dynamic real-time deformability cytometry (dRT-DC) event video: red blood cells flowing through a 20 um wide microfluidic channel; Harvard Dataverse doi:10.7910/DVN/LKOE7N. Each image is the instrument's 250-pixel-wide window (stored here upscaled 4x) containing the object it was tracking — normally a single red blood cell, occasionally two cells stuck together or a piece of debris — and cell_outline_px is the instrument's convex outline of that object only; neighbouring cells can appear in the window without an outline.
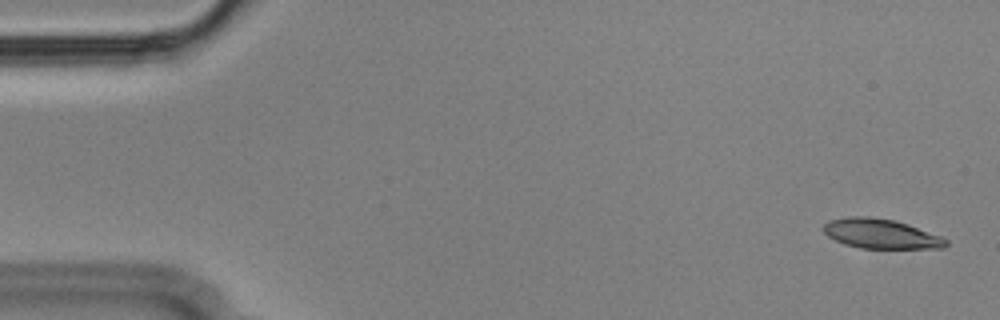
{"species": "Egyptian fruit bat (a non-hibernating species)", "species_latin": "Rousettus aegyptiacus", "temperature_condition": "cold", "stored_images_in_passage": 56, "camera_frame_rate_fps": 3000, "um_per_image_px": 0.085, "animal": {"sex": "male"}, "frame": {"image": 1, "passage_image": 2, "time_ms": 0.333, "image_size_px": [1000, 320], "cell_outline_px": [[948, 244], [944, 248], [860, 248], [844, 244], [828, 236], [824, 232], [824, 224], [828, 220], [848, 216], [868, 216], [892, 220], [908, 224], [940, 236], [948, 240]], "centroid_in_image_um": [74.86, 19.87], "position_along_channel_um": 10.1, "area_um2": 21.04}}
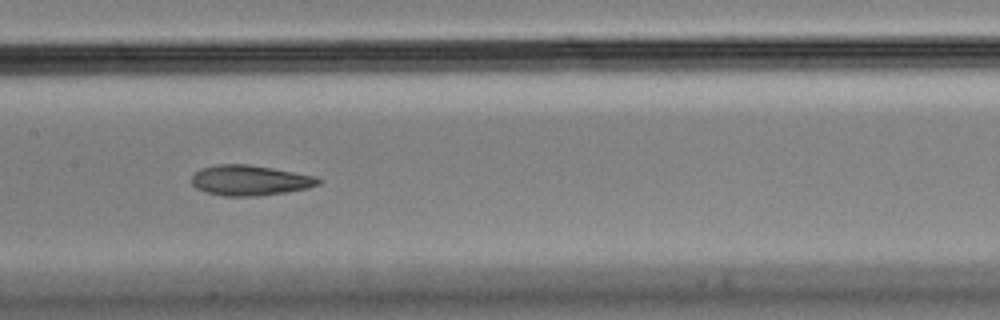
{"frame": {"image": 2, "passage_image": 27, "time_ms": 8.667, "image_size_px": [1000, 320], "cell_outline_px": [[320, 184], [308, 188], [284, 192], [256, 196], [224, 196], [208, 192], [196, 188], [192, 184], [192, 176], [200, 168], [216, 164], [248, 164], [272, 168], [316, 176], [320, 180]], "centroid_in_image_um": [21.23, 15.32], "position_along_channel_um": 186.2, "area_um2": 22.25}}
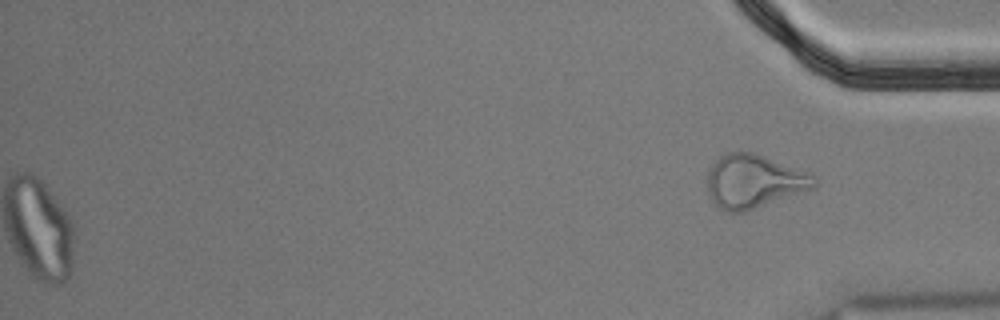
{"frame": {"image": 3, "passage_image": 56, "time_ms": 18.333, "image_size_px": [1000, 320], "cell_outline_px": [[816, 188], [744, 212], [728, 212], [720, 208], [712, 200], [708, 192], [708, 172], [712, 164], [720, 156], [728, 152], [752, 152], [812, 172], [816, 176]], "centroid_in_image_um": [64.14, 15.41], "position_along_channel_um": 371.1, "area_um2": 33.52}, "authors_computed_cell_mechanics": {"area_um2": 22.6287, "velocity_mm_per_s": 3.5836, "shape_relaxation_time_tau1_ms": null, "shape_relaxation_time_tau2_ms": 3.1532, "deformation_change_tau1": null, "deformation_change_tau2": 0.1052}}